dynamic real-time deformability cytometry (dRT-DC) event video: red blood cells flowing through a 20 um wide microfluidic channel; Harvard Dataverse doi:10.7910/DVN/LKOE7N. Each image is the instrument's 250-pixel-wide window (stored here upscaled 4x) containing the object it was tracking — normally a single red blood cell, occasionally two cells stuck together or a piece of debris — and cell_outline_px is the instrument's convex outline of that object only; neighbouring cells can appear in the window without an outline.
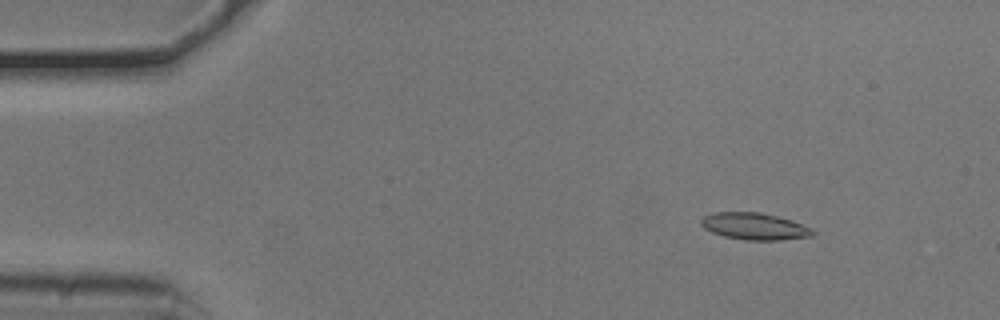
{"species": "common noctule bat (a hibernating species)", "species_latin": "Nyctalus noctula", "temperature_condition": "cold", "stored_images_in_passage": 53, "camera_frame_rate_fps": 3000, "um_per_image_px": 0.085, "animal": {"sex": "male", "body_mass_g": 20.5, "forearm_length_mm": 52.5}, "frame": {"image": 1, "passage_image": 7, "time_ms": 2.0, "image_size_px": [1000, 320], "cell_outline_px": [[816, 232], [812, 236], [780, 240], [744, 240], [724, 236], [712, 232], [704, 228], [700, 224], [700, 220], [704, 216], [716, 212], [760, 212], [792, 220], [812, 228]], "centroid_in_image_um": [64.14, 19.24], "position_along_channel_um": 20.9, "area_um2": 17.51}}
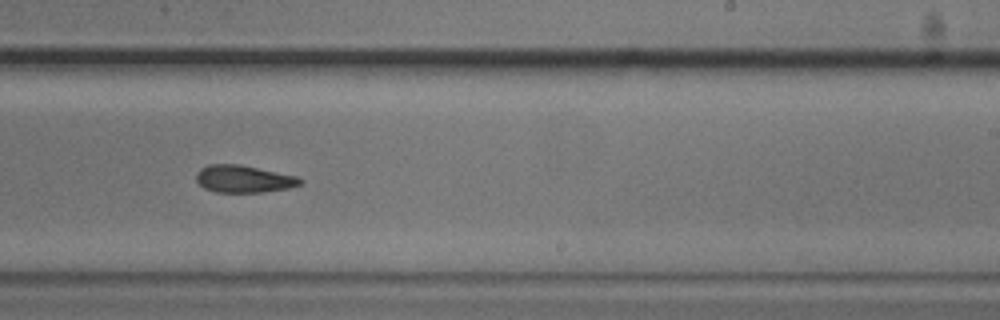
{"frame": {"image": 2, "passage_image": 33, "time_ms": 10.667, "image_size_px": [1000, 320], "cell_outline_px": [[304, 184], [288, 188], [260, 192], [216, 192], [204, 188], [196, 180], [196, 172], [200, 168], [208, 164], [240, 164], [296, 176], [304, 180]], "centroid_in_image_um": [20.71, 15.2], "position_along_channel_um": 268.3, "area_um2": 16.59}}
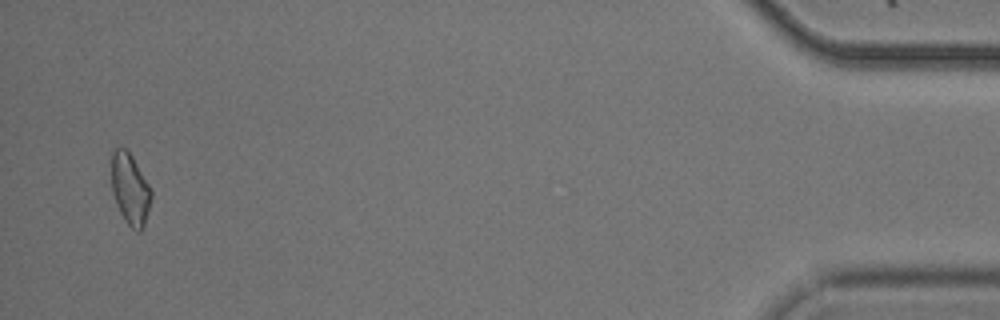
{"frame": {"image": 3, "passage_image": 52, "time_ms": 17.0, "image_size_px": [1000, 320], "cell_outline_px": [[152, 196], [144, 228], [140, 232], [136, 232], [128, 224], [120, 212], [112, 192], [112, 152], [116, 148], [128, 148], [148, 184], [152, 192]], "centroid_in_image_um": [11.07, 16.08], "position_along_channel_um": 424.1, "area_um2": 16.47}, "authors_computed_cell_mechanics": {"area_um2": 16.8776, "velocity_mm_per_s": 3.7878, "shape_relaxation_time_tau1_ms": 7.4992, "shape_relaxation_time_tau2_ms": 6.5457, "deformation_change_tau1": 0.1572, "deformation_change_tau2": 0.1518}}